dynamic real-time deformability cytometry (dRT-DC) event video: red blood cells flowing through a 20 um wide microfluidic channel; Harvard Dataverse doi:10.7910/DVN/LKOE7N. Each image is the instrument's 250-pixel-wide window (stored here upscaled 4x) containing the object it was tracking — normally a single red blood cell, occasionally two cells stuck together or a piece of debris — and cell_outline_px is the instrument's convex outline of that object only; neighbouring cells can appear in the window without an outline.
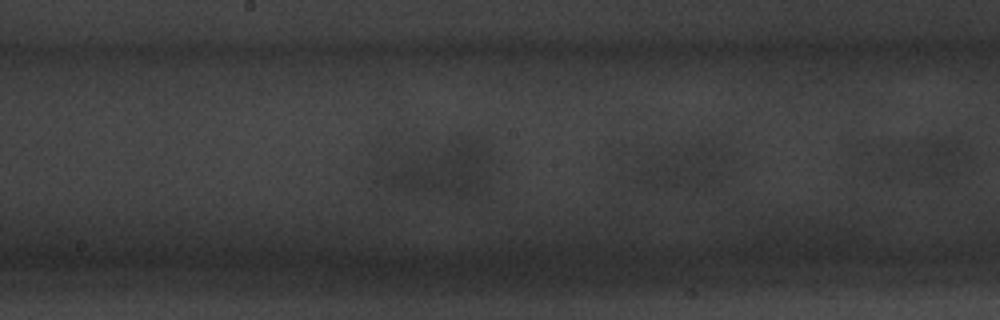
{"species": "common noctule bat (a hibernating species)", "species_latin": "Nyctalus noctula", "temperature_condition": "warm", "stored_images_in_passage": 6, "camera_frame_rate_fps": 3000, "um_per_image_px": 0.085, "animal": {"sex": "male", "body_mass_g": 20.1, "forearm_length_mm": 53.5}, "frame": {"image": 1, "passage_image": 6, "time_ms": 1.667, "image_size_px": [1000, 320], "cell_outline_px": [[872, 260], [816, 264], [788, 264], [768, 260], [760, 248], [812, 236], [856, 248], [872, 256]], "centroid_in_image_um": [69.14, 21.44], "position_along_channel_um": 179.1, "area_um2": 14.97}}